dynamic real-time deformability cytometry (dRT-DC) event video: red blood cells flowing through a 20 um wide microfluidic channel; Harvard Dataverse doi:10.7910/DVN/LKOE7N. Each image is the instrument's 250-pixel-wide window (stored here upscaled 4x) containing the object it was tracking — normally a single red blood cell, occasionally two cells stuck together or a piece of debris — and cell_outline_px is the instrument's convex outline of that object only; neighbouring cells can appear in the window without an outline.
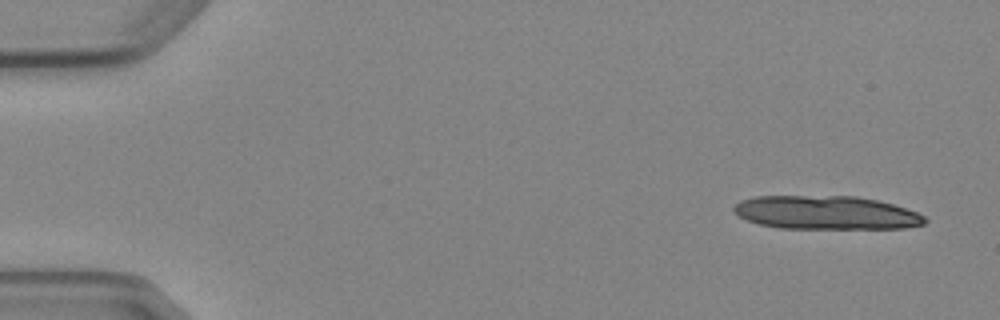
{"species": "Egyptian fruit bat (a non-hibernating species)", "species_latin": "Rousettus aegyptiacus", "temperature_condition": "cold", "stored_images_in_passage": 4, "camera_frame_rate_fps": 3000, "um_per_image_px": 0.085, "animal": {"sex": "female"}, "frame": {"image": 1, "passage_image": 1, "time_ms": 0.0, "image_size_px": [1000, 320], "cell_outline_px": [[928, 220], [924, 224], [904, 228], [780, 228], [760, 224], [748, 220], [740, 216], [732, 208], [740, 200], [756, 196], [856, 196], [876, 200], [892, 204], [916, 212], [924, 216]], "centroid_in_image_um": [70.22, 18.07], "position_along_channel_um": 14.8, "area_um2": 37.11}}